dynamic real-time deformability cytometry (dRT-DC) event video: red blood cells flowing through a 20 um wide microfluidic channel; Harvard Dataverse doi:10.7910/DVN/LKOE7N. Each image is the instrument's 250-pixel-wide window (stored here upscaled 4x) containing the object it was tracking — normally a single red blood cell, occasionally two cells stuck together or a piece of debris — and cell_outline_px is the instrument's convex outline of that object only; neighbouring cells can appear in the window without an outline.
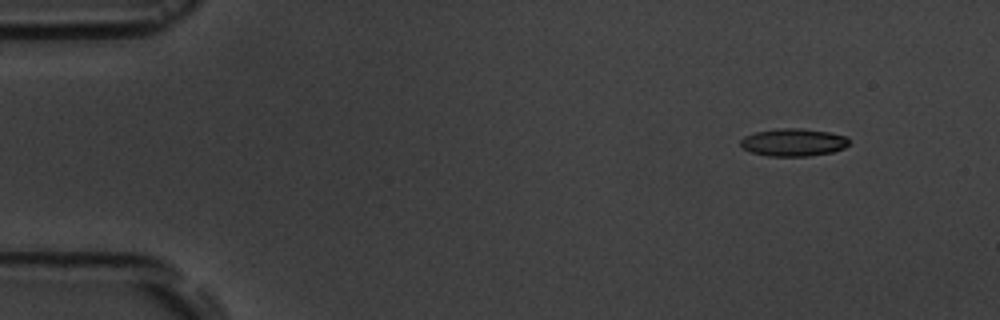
{"species": "common noctule bat (a hibernating species)", "species_latin": "Nyctalus noctula", "temperature_condition": "room temperature", "stored_images_in_passage": 5, "segment_of_instrument_passage": [2, 2], "camera_frame_rate_fps": 3000, "um_per_image_px": 0.085, "animal": {"sex": "male", "body_mass_g": 19.5, "forearm_length_mm": 54.6}, "frame": {"image": 1, "passage_image": 5, "time_ms": 4.667, "image_size_px": [1000, 320], "cell_outline_px": [[848, 144], [844, 148], [832, 152], [808, 156], [768, 156], [752, 152], [744, 148], [740, 144], [740, 140], [744, 136], [756, 132], [780, 128], [800, 128], [828, 132], [848, 136]], "centroid_in_image_um": [67.44, 12.1], "position_along_channel_um": 17.6, "area_um2": 17.4}}